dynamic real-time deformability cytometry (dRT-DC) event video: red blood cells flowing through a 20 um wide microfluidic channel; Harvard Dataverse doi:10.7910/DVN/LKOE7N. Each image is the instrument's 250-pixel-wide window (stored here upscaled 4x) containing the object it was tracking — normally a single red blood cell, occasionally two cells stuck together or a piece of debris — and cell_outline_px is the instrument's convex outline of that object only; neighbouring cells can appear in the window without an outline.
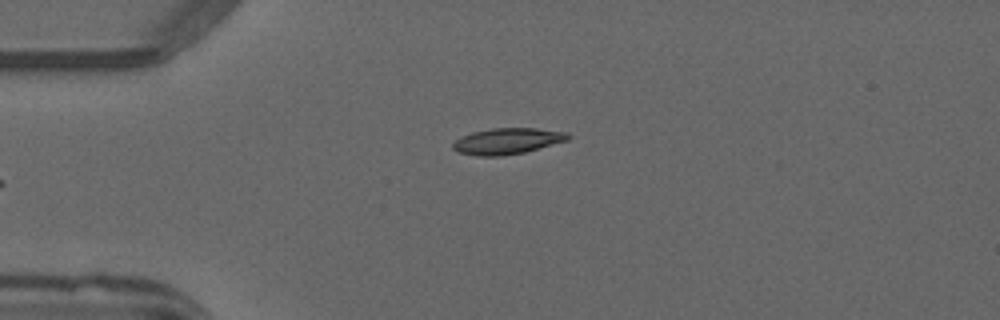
{"species": "common noctule bat (a hibernating species)", "species_latin": "Nyctalus noctula", "temperature_condition": "warm", "stored_images_in_passage": 4, "camera_frame_rate_fps": 3000, "um_per_image_px": 0.085, "animal": {"sex": "male", "forearm_length_mm": 52.5}, "frame": {"image": 1, "passage_image": 4, "time_ms": 1.0, "image_size_px": [1000, 320], "cell_outline_px": [[572, 136], [568, 140], [524, 152], [500, 156], [476, 156], [460, 152], [452, 148], [452, 144], [456, 140], [472, 132], [492, 128], [536, 128], [568, 132]], "centroid_in_image_um": [43.15, 11.99], "position_along_channel_um": 41.8, "area_um2": 17.4}}